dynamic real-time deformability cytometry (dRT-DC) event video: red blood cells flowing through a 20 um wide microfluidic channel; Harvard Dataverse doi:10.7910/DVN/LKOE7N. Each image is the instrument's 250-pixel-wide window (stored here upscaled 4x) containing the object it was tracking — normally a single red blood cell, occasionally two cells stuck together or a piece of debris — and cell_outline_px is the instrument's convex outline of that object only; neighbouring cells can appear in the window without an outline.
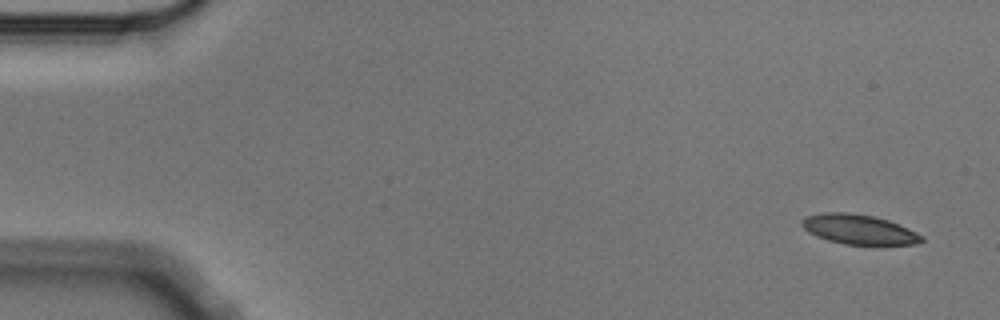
{"species": "Egyptian fruit bat (a non-hibernating species)", "species_latin": "Rousettus aegyptiacus", "temperature_condition": "cold", "stored_images_in_passage": 9, "camera_frame_rate_fps": 3000, "um_per_image_px": 0.085, "animal": {"sex": "male"}, "frame": {"image": 1, "passage_image": 1, "time_ms": 0.0, "image_size_px": [1000, 320], "cell_outline_px": [[924, 240], [916, 244], [844, 244], [828, 240], [816, 236], [808, 232], [800, 224], [800, 220], [804, 216], [824, 212], [844, 212], [872, 216], [888, 220], [908, 228], [924, 236]], "centroid_in_image_um": [72.96, 19.49], "position_along_channel_um": 12.0, "area_um2": 20.69}}
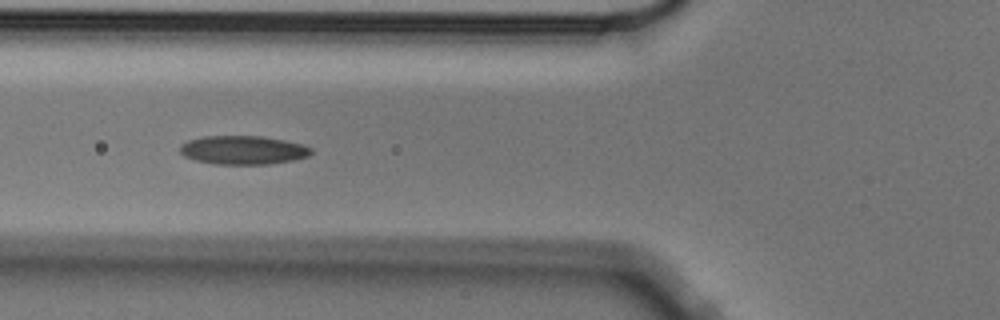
{"frame": {"image": 2, "passage_image": 6, "time_ms": 1.667, "image_size_px": [1000, 320], "cell_outline_px": [[312, 152], [308, 156], [292, 160], [268, 164], [216, 164], [196, 160], [184, 156], [180, 152], [180, 144], [188, 140], [204, 136], [260, 136], [284, 140], [300, 144], [312, 148]], "centroid_in_image_um": [20.63, 12.75], "position_along_channel_um": 105.2, "area_um2": 21.79}}
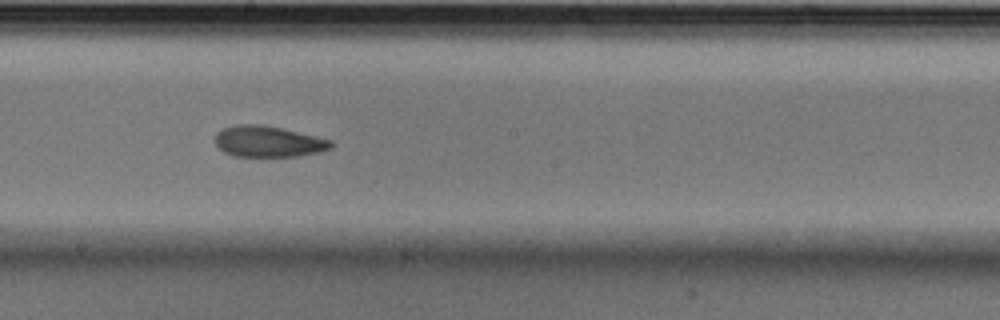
{"frame": {"image": 3, "passage_image": 9, "time_ms": 2.667, "image_size_px": [1000, 320], "cell_outline_px": [[332, 148], [320, 152], [300, 156], [232, 156], [224, 152], [216, 144], [216, 132], [224, 128], [236, 124], [260, 124], [280, 128], [332, 140]], "centroid_in_image_um": [22.8, 12.03], "position_along_channel_um": 225.4, "area_um2": 20.87}}